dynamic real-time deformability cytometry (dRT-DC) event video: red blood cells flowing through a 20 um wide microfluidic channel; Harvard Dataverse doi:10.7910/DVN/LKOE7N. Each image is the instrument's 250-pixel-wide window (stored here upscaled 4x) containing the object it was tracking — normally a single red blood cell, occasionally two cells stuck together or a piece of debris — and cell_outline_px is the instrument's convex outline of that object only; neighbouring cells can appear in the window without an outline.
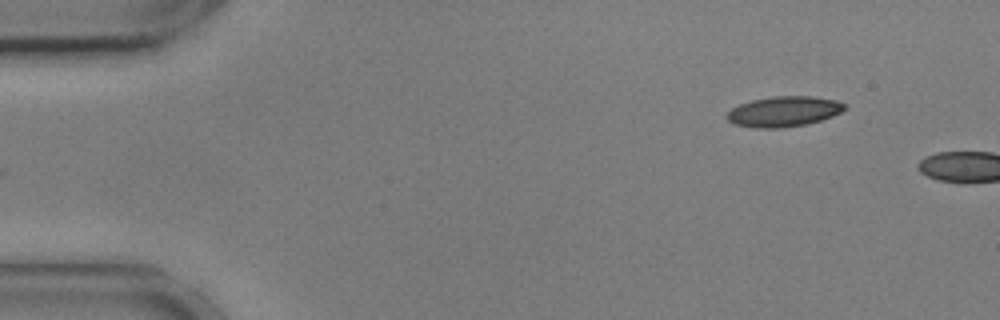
{"species": "common noctule bat (a hibernating species)", "species_latin": "Nyctalus noctula", "temperature_condition": "cold", "stored_images_in_passage": 3, "camera_frame_rate_fps": 3000, "um_per_image_px": 0.085, "animal": {"sex": "male", "body_mass_g": 17.9, "forearm_length_mm": 54.2}, "frame": {"image": 1, "passage_image": 1, "time_ms": 0.0, "image_size_px": [1000, 320], "cell_outline_px": [[844, 108], [840, 112], [832, 116], [808, 124], [784, 128], [756, 128], [732, 124], [724, 116], [732, 108], [740, 104], [752, 100], [772, 96], [812, 96], [836, 100], [844, 104]], "centroid_in_image_um": [66.57, 9.49], "position_along_channel_um": 18.4, "area_um2": 20.87}}